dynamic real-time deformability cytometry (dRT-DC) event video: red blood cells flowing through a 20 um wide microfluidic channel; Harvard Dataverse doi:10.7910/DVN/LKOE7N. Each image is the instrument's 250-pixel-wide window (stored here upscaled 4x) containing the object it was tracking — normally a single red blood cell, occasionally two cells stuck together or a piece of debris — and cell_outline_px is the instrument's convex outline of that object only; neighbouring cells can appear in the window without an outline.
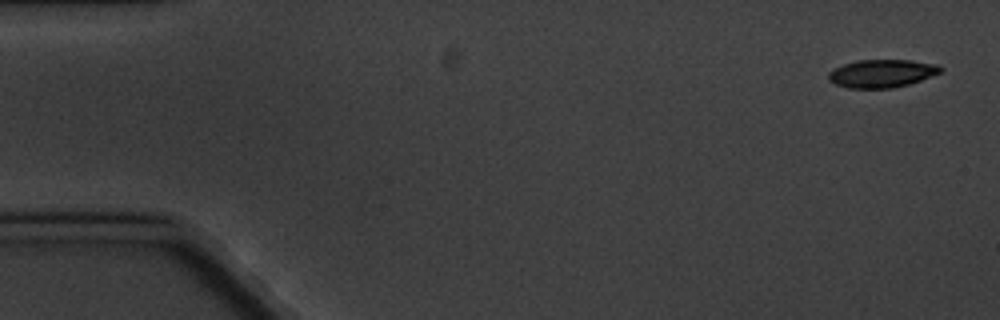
{"species": "common noctule bat (a hibernating species)", "species_latin": "Nyctalus noctula", "temperature_condition": "cold", "stored_images_in_passage": 6, "camera_frame_rate_fps": 3000, "um_per_image_px": 0.085, "animal": {"sex": "male", "body_mass_g": 20.1, "forearm_length_mm": 53.5}, "frame": {"image": 1, "passage_image": 1, "time_ms": 0.0, "image_size_px": [1000, 320], "cell_outline_px": [[944, 68], [940, 72], [920, 80], [908, 84], [892, 88], [848, 88], [836, 84], [828, 80], [828, 72], [844, 64], [856, 60], [912, 60], [936, 64]], "centroid_in_image_um": [74.94, 6.24], "position_along_channel_um": 10.1, "area_um2": 18.15}}
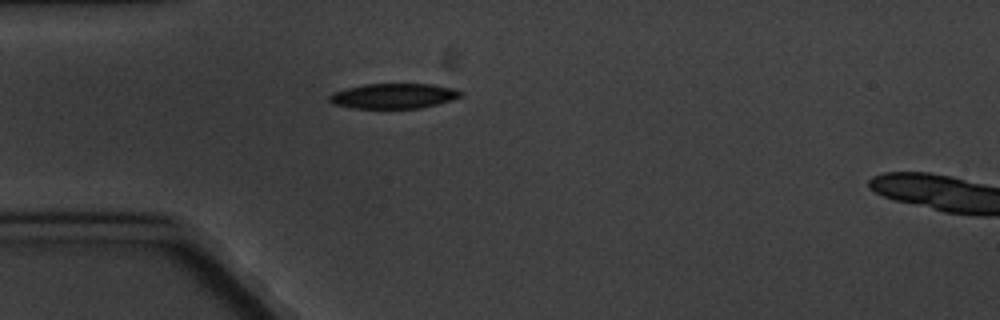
{"frame": {"image": 2, "passage_image": 5, "time_ms": 4.667, "image_size_px": [1000, 320], "cell_outline_px": [[464, 96], [436, 104], [420, 108], [352, 108], [332, 104], [328, 100], [328, 96], [332, 92], [364, 84], [432, 84], [456, 88], [464, 92]], "centroid_in_image_um": [33.47, 8.15], "position_along_channel_um": 51.5, "area_um2": 19.36}}